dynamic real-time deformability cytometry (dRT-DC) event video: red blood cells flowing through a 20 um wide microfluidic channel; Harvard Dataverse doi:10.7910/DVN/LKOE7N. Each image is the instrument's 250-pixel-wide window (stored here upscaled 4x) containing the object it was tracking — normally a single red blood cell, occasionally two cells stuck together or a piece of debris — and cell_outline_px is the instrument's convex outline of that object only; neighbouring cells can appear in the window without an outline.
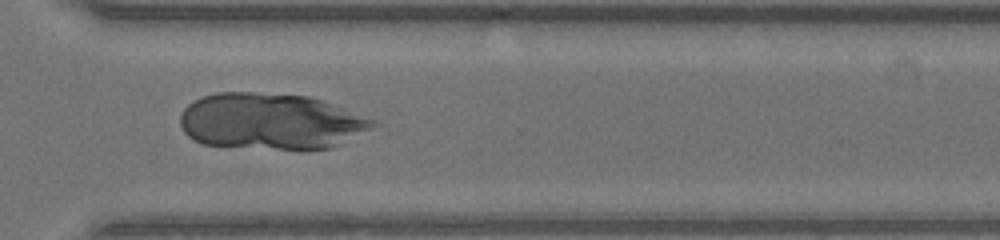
{"species": "human", "species_latin": "Homo sapiens", "temperature_condition": "warm", "stored_images_in_passage": 29, "camera_frame_rate_fps": 3000, "um_per_image_px": 0.085, "donor": {"sex": "male"}, "frame": {"image": 1, "passage_image": 22, "time_ms": 7.0, "image_size_px": [1000, 240], "cell_outline_px": [[380, 124], [332, 148], [276, 148], [200, 144], [192, 140], [184, 132], [180, 124], [180, 116], [184, 108], [192, 100], [216, 92], [256, 92], [308, 96], [332, 104], [376, 120]], "centroid_in_image_um": [22.98, 10.3], "position_along_channel_um": 347.6, "area_um2": 62.71}}